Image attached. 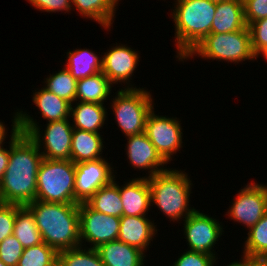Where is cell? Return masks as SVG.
Instances as JSON below:
<instances>
[{
	"label": "cell",
	"instance_id": "1",
	"mask_svg": "<svg viewBox=\"0 0 267 266\" xmlns=\"http://www.w3.org/2000/svg\"><path fill=\"white\" fill-rule=\"evenodd\" d=\"M11 126L10 157L0 181V203L27 205L36 200L37 174L43 156L37 145L18 131L17 112Z\"/></svg>",
	"mask_w": 267,
	"mask_h": 266
},
{
	"label": "cell",
	"instance_id": "2",
	"mask_svg": "<svg viewBox=\"0 0 267 266\" xmlns=\"http://www.w3.org/2000/svg\"><path fill=\"white\" fill-rule=\"evenodd\" d=\"M33 213L43 242L57 252L81 246L79 204L35 200L26 205Z\"/></svg>",
	"mask_w": 267,
	"mask_h": 266
},
{
	"label": "cell",
	"instance_id": "3",
	"mask_svg": "<svg viewBox=\"0 0 267 266\" xmlns=\"http://www.w3.org/2000/svg\"><path fill=\"white\" fill-rule=\"evenodd\" d=\"M212 0H176L172 14L175 28L176 57L180 61L211 33L216 12Z\"/></svg>",
	"mask_w": 267,
	"mask_h": 266
},
{
	"label": "cell",
	"instance_id": "4",
	"mask_svg": "<svg viewBox=\"0 0 267 266\" xmlns=\"http://www.w3.org/2000/svg\"><path fill=\"white\" fill-rule=\"evenodd\" d=\"M147 179L151 206L155 204L170 221L186 219L196 210L189 206L193 183L185 171L168 168Z\"/></svg>",
	"mask_w": 267,
	"mask_h": 266
},
{
	"label": "cell",
	"instance_id": "5",
	"mask_svg": "<svg viewBox=\"0 0 267 266\" xmlns=\"http://www.w3.org/2000/svg\"><path fill=\"white\" fill-rule=\"evenodd\" d=\"M70 119L71 117L47 122L48 124H46L43 133L36 119L34 120L29 114L21 110L17 112L18 131L27 135L37 145L45 159L71 160V143L74 128L72 123L70 124Z\"/></svg>",
	"mask_w": 267,
	"mask_h": 266
},
{
	"label": "cell",
	"instance_id": "6",
	"mask_svg": "<svg viewBox=\"0 0 267 266\" xmlns=\"http://www.w3.org/2000/svg\"><path fill=\"white\" fill-rule=\"evenodd\" d=\"M75 167L71 160L43 158L37 174L36 200L80 204L75 199Z\"/></svg>",
	"mask_w": 267,
	"mask_h": 266
},
{
	"label": "cell",
	"instance_id": "7",
	"mask_svg": "<svg viewBox=\"0 0 267 266\" xmlns=\"http://www.w3.org/2000/svg\"><path fill=\"white\" fill-rule=\"evenodd\" d=\"M194 56L206 60H223L234 64L242 61L257 60L252 51L249 28L230 33H210L207 35L184 60Z\"/></svg>",
	"mask_w": 267,
	"mask_h": 266
},
{
	"label": "cell",
	"instance_id": "8",
	"mask_svg": "<svg viewBox=\"0 0 267 266\" xmlns=\"http://www.w3.org/2000/svg\"><path fill=\"white\" fill-rule=\"evenodd\" d=\"M113 97L112 107L117 121L125 137L145 132L146 119L154 108L152 95L144 88L119 89Z\"/></svg>",
	"mask_w": 267,
	"mask_h": 266
},
{
	"label": "cell",
	"instance_id": "9",
	"mask_svg": "<svg viewBox=\"0 0 267 266\" xmlns=\"http://www.w3.org/2000/svg\"><path fill=\"white\" fill-rule=\"evenodd\" d=\"M79 226L81 246L87 242L90 248L96 249L118 239L120 218L95 211L84 202L79 204Z\"/></svg>",
	"mask_w": 267,
	"mask_h": 266
},
{
	"label": "cell",
	"instance_id": "10",
	"mask_svg": "<svg viewBox=\"0 0 267 266\" xmlns=\"http://www.w3.org/2000/svg\"><path fill=\"white\" fill-rule=\"evenodd\" d=\"M154 109L147 116L145 133L161 157L169 163L173 154L183 147L182 123L176 117L159 116Z\"/></svg>",
	"mask_w": 267,
	"mask_h": 266
},
{
	"label": "cell",
	"instance_id": "11",
	"mask_svg": "<svg viewBox=\"0 0 267 266\" xmlns=\"http://www.w3.org/2000/svg\"><path fill=\"white\" fill-rule=\"evenodd\" d=\"M183 222L184 238L190 248L188 250L216 257L213 248L224 232L223 226L220 225L222 223L198 210H195Z\"/></svg>",
	"mask_w": 267,
	"mask_h": 266
},
{
	"label": "cell",
	"instance_id": "12",
	"mask_svg": "<svg viewBox=\"0 0 267 266\" xmlns=\"http://www.w3.org/2000/svg\"><path fill=\"white\" fill-rule=\"evenodd\" d=\"M227 213L231 220L244 224L249 230L267 213V185L248 183L238 191Z\"/></svg>",
	"mask_w": 267,
	"mask_h": 266
},
{
	"label": "cell",
	"instance_id": "13",
	"mask_svg": "<svg viewBox=\"0 0 267 266\" xmlns=\"http://www.w3.org/2000/svg\"><path fill=\"white\" fill-rule=\"evenodd\" d=\"M75 165V199L79 203L87 202L99 188L109 184L116 177L112 164L105 158Z\"/></svg>",
	"mask_w": 267,
	"mask_h": 266
},
{
	"label": "cell",
	"instance_id": "14",
	"mask_svg": "<svg viewBox=\"0 0 267 266\" xmlns=\"http://www.w3.org/2000/svg\"><path fill=\"white\" fill-rule=\"evenodd\" d=\"M102 57V72L112 84H127L123 88H137L130 85L131 77L137 68L139 55L136 50L126 45L112 46Z\"/></svg>",
	"mask_w": 267,
	"mask_h": 266
},
{
	"label": "cell",
	"instance_id": "15",
	"mask_svg": "<svg viewBox=\"0 0 267 266\" xmlns=\"http://www.w3.org/2000/svg\"><path fill=\"white\" fill-rule=\"evenodd\" d=\"M126 139L128 140L126 154L129 164L138 170L147 169L149 176L144 177H151L158 172L168 169L165 168L168 163L158 153L145 132L126 136Z\"/></svg>",
	"mask_w": 267,
	"mask_h": 266
},
{
	"label": "cell",
	"instance_id": "16",
	"mask_svg": "<svg viewBox=\"0 0 267 266\" xmlns=\"http://www.w3.org/2000/svg\"><path fill=\"white\" fill-rule=\"evenodd\" d=\"M147 216H122L120 217V231L118 240L131 245L144 254L147 252L151 241L157 233L154 221Z\"/></svg>",
	"mask_w": 267,
	"mask_h": 266
},
{
	"label": "cell",
	"instance_id": "17",
	"mask_svg": "<svg viewBox=\"0 0 267 266\" xmlns=\"http://www.w3.org/2000/svg\"><path fill=\"white\" fill-rule=\"evenodd\" d=\"M123 185L119 186L123 216H146L151 207V192L147 177L133 178Z\"/></svg>",
	"mask_w": 267,
	"mask_h": 266
},
{
	"label": "cell",
	"instance_id": "18",
	"mask_svg": "<svg viewBox=\"0 0 267 266\" xmlns=\"http://www.w3.org/2000/svg\"><path fill=\"white\" fill-rule=\"evenodd\" d=\"M105 266H145V254L120 240L101 244L96 248Z\"/></svg>",
	"mask_w": 267,
	"mask_h": 266
},
{
	"label": "cell",
	"instance_id": "19",
	"mask_svg": "<svg viewBox=\"0 0 267 266\" xmlns=\"http://www.w3.org/2000/svg\"><path fill=\"white\" fill-rule=\"evenodd\" d=\"M243 1L217 2L211 33H230L247 28Z\"/></svg>",
	"mask_w": 267,
	"mask_h": 266
},
{
	"label": "cell",
	"instance_id": "20",
	"mask_svg": "<svg viewBox=\"0 0 267 266\" xmlns=\"http://www.w3.org/2000/svg\"><path fill=\"white\" fill-rule=\"evenodd\" d=\"M71 104L70 117H72V126L74 129L101 133L100 128L104 126L107 118V108L104 104L77 102L76 106Z\"/></svg>",
	"mask_w": 267,
	"mask_h": 266
},
{
	"label": "cell",
	"instance_id": "21",
	"mask_svg": "<svg viewBox=\"0 0 267 266\" xmlns=\"http://www.w3.org/2000/svg\"><path fill=\"white\" fill-rule=\"evenodd\" d=\"M100 133H94L79 129H73L71 143V161L76 164L79 162L104 158L102 150L104 142Z\"/></svg>",
	"mask_w": 267,
	"mask_h": 266
},
{
	"label": "cell",
	"instance_id": "22",
	"mask_svg": "<svg viewBox=\"0 0 267 266\" xmlns=\"http://www.w3.org/2000/svg\"><path fill=\"white\" fill-rule=\"evenodd\" d=\"M114 85L102 71L77 80L76 101L104 104Z\"/></svg>",
	"mask_w": 267,
	"mask_h": 266
},
{
	"label": "cell",
	"instance_id": "23",
	"mask_svg": "<svg viewBox=\"0 0 267 266\" xmlns=\"http://www.w3.org/2000/svg\"><path fill=\"white\" fill-rule=\"evenodd\" d=\"M71 6L84 18H90L109 30L114 22L116 7L114 0H71Z\"/></svg>",
	"mask_w": 267,
	"mask_h": 266
},
{
	"label": "cell",
	"instance_id": "24",
	"mask_svg": "<svg viewBox=\"0 0 267 266\" xmlns=\"http://www.w3.org/2000/svg\"><path fill=\"white\" fill-rule=\"evenodd\" d=\"M33 93V103L41 112L43 119L48 122L70 118L71 103L58 97L44 87Z\"/></svg>",
	"mask_w": 267,
	"mask_h": 266
},
{
	"label": "cell",
	"instance_id": "25",
	"mask_svg": "<svg viewBox=\"0 0 267 266\" xmlns=\"http://www.w3.org/2000/svg\"><path fill=\"white\" fill-rule=\"evenodd\" d=\"M114 179L99 188L86 202L93 210L116 217L123 216V203L119 193V184Z\"/></svg>",
	"mask_w": 267,
	"mask_h": 266
},
{
	"label": "cell",
	"instance_id": "26",
	"mask_svg": "<svg viewBox=\"0 0 267 266\" xmlns=\"http://www.w3.org/2000/svg\"><path fill=\"white\" fill-rule=\"evenodd\" d=\"M67 54L65 68L76 79H83L102 71V57L90 49H75Z\"/></svg>",
	"mask_w": 267,
	"mask_h": 266
},
{
	"label": "cell",
	"instance_id": "27",
	"mask_svg": "<svg viewBox=\"0 0 267 266\" xmlns=\"http://www.w3.org/2000/svg\"><path fill=\"white\" fill-rule=\"evenodd\" d=\"M13 236L19 240L24 248L43 243L34 215L26 205L16 204Z\"/></svg>",
	"mask_w": 267,
	"mask_h": 266
},
{
	"label": "cell",
	"instance_id": "28",
	"mask_svg": "<svg viewBox=\"0 0 267 266\" xmlns=\"http://www.w3.org/2000/svg\"><path fill=\"white\" fill-rule=\"evenodd\" d=\"M241 259L257 262L267 253V213L247 233Z\"/></svg>",
	"mask_w": 267,
	"mask_h": 266
},
{
	"label": "cell",
	"instance_id": "29",
	"mask_svg": "<svg viewBox=\"0 0 267 266\" xmlns=\"http://www.w3.org/2000/svg\"><path fill=\"white\" fill-rule=\"evenodd\" d=\"M45 80L46 81L43 82L45 84V89L67 100L71 104L75 103L77 80L66 68L55 74H50Z\"/></svg>",
	"mask_w": 267,
	"mask_h": 266
},
{
	"label": "cell",
	"instance_id": "30",
	"mask_svg": "<svg viewBox=\"0 0 267 266\" xmlns=\"http://www.w3.org/2000/svg\"><path fill=\"white\" fill-rule=\"evenodd\" d=\"M58 260L63 266H105L96 249L82 246L59 251Z\"/></svg>",
	"mask_w": 267,
	"mask_h": 266
},
{
	"label": "cell",
	"instance_id": "31",
	"mask_svg": "<svg viewBox=\"0 0 267 266\" xmlns=\"http://www.w3.org/2000/svg\"><path fill=\"white\" fill-rule=\"evenodd\" d=\"M58 259V252L45 242L24 248L17 266H51Z\"/></svg>",
	"mask_w": 267,
	"mask_h": 266
},
{
	"label": "cell",
	"instance_id": "32",
	"mask_svg": "<svg viewBox=\"0 0 267 266\" xmlns=\"http://www.w3.org/2000/svg\"><path fill=\"white\" fill-rule=\"evenodd\" d=\"M24 251V247L19 240L11 235L0 243V260L7 266H17Z\"/></svg>",
	"mask_w": 267,
	"mask_h": 266
},
{
	"label": "cell",
	"instance_id": "33",
	"mask_svg": "<svg viewBox=\"0 0 267 266\" xmlns=\"http://www.w3.org/2000/svg\"><path fill=\"white\" fill-rule=\"evenodd\" d=\"M251 35L252 51L258 55L267 48V18L251 22L248 25Z\"/></svg>",
	"mask_w": 267,
	"mask_h": 266
},
{
	"label": "cell",
	"instance_id": "34",
	"mask_svg": "<svg viewBox=\"0 0 267 266\" xmlns=\"http://www.w3.org/2000/svg\"><path fill=\"white\" fill-rule=\"evenodd\" d=\"M16 204L0 203V243L13 235Z\"/></svg>",
	"mask_w": 267,
	"mask_h": 266
},
{
	"label": "cell",
	"instance_id": "35",
	"mask_svg": "<svg viewBox=\"0 0 267 266\" xmlns=\"http://www.w3.org/2000/svg\"><path fill=\"white\" fill-rule=\"evenodd\" d=\"M218 257L212 255H205L197 252L187 250L178 257L172 266H214Z\"/></svg>",
	"mask_w": 267,
	"mask_h": 266
},
{
	"label": "cell",
	"instance_id": "36",
	"mask_svg": "<svg viewBox=\"0 0 267 266\" xmlns=\"http://www.w3.org/2000/svg\"><path fill=\"white\" fill-rule=\"evenodd\" d=\"M243 6L247 26L251 22L267 18V0H243Z\"/></svg>",
	"mask_w": 267,
	"mask_h": 266
},
{
	"label": "cell",
	"instance_id": "37",
	"mask_svg": "<svg viewBox=\"0 0 267 266\" xmlns=\"http://www.w3.org/2000/svg\"><path fill=\"white\" fill-rule=\"evenodd\" d=\"M28 2L35 9L49 13L70 12V10L74 9L71 6V0H28Z\"/></svg>",
	"mask_w": 267,
	"mask_h": 266
},
{
	"label": "cell",
	"instance_id": "38",
	"mask_svg": "<svg viewBox=\"0 0 267 266\" xmlns=\"http://www.w3.org/2000/svg\"><path fill=\"white\" fill-rule=\"evenodd\" d=\"M9 150L4 148L3 145H0V181L3 178L4 172L7 169L9 157H10V141H9Z\"/></svg>",
	"mask_w": 267,
	"mask_h": 266
},
{
	"label": "cell",
	"instance_id": "39",
	"mask_svg": "<svg viewBox=\"0 0 267 266\" xmlns=\"http://www.w3.org/2000/svg\"><path fill=\"white\" fill-rule=\"evenodd\" d=\"M6 127L3 122L0 121V145H3L5 142V138L7 136Z\"/></svg>",
	"mask_w": 267,
	"mask_h": 266
},
{
	"label": "cell",
	"instance_id": "40",
	"mask_svg": "<svg viewBox=\"0 0 267 266\" xmlns=\"http://www.w3.org/2000/svg\"><path fill=\"white\" fill-rule=\"evenodd\" d=\"M227 266H248V260L241 259L240 261L232 262Z\"/></svg>",
	"mask_w": 267,
	"mask_h": 266
},
{
	"label": "cell",
	"instance_id": "41",
	"mask_svg": "<svg viewBox=\"0 0 267 266\" xmlns=\"http://www.w3.org/2000/svg\"><path fill=\"white\" fill-rule=\"evenodd\" d=\"M257 263L260 265V266H267V253L264 254L258 261Z\"/></svg>",
	"mask_w": 267,
	"mask_h": 266
},
{
	"label": "cell",
	"instance_id": "42",
	"mask_svg": "<svg viewBox=\"0 0 267 266\" xmlns=\"http://www.w3.org/2000/svg\"><path fill=\"white\" fill-rule=\"evenodd\" d=\"M258 56H262L267 61V48L263 50Z\"/></svg>",
	"mask_w": 267,
	"mask_h": 266
},
{
	"label": "cell",
	"instance_id": "43",
	"mask_svg": "<svg viewBox=\"0 0 267 266\" xmlns=\"http://www.w3.org/2000/svg\"><path fill=\"white\" fill-rule=\"evenodd\" d=\"M51 266H63L62 263L57 259Z\"/></svg>",
	"mask_w": 267,
	"mask_h": 266
},
{
	"label": "cell",
	"instance_id": "44",
	"mask_svg": "<svg viewBox=\"0 0 267 266\" xmlns=\"http://www.w3.org/2000/svg\"><path fill=\"white\" fill-rule=\"evenodd\" d=\"M248 266H260L257 262H252L248 260Z\"/></svg>",
	"mask_w": 267,
	"mask_h": 266
},
{
	"label": "cell",
	"instance_id": "45",
	"mask_svg": "<svg viewBox=\"0 0 267 266\" xmlns=\"http://www.w3.org/2000/svg\"><path fill=\"white\" fill-rule=\"evenodd\" d=\"M214 2H225V1H243V0H212Z\"/></svg>",
	"mask_w": 267,
	"mask_h": 266
},
{
	"label": "cell",
	"instance_id": "46",
	"mask_svg": "<svg viewBox=\"0 0 267 266\" xmlns=\"http://www.w3.org/2000/svg\"><path fill=\"white\" fill-rule=\"evenodd\" d=\"M0 266H7L3 261L0 260Z\"/></svg>",
	"mask_w": 267,
	"mask_h": 266
}]
</instances>
